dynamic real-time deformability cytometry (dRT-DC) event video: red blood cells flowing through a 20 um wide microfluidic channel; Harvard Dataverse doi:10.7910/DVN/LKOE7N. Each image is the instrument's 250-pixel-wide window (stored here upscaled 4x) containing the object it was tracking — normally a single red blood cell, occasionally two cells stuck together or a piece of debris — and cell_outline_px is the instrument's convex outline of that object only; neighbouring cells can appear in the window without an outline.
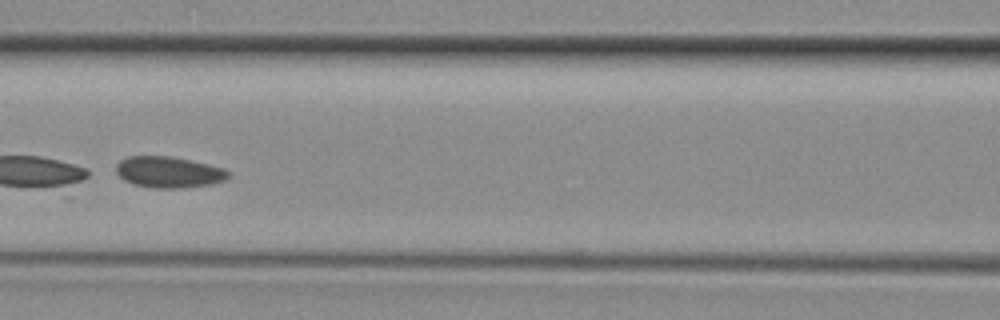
{"species": "common noctule bat (a hibernating species)", "species_latin": "Nyctalus noctula", "temperature_condition": "room temperature", "stored_images_in_passage": 40, "camera_frame_rate_fps": 3000, "um_per_image_px": 0.085, "animal": {"sex": "female", "body_mass_g": 29.2, "forearm_length_mm": 56.3}, "frame": {"image": 1, "passage_image": 17, "time_ms": 5.333, "image_size_px": [1000, 320], "cell_outline_px": [[232, 176], [224, 180], [212, 184], [180, 188], [156, 188], [132, 184], [124, 180], [116, 172], [116, 164], [120, 160], [128, 156], [172, 156], [208, 164], [224, 168]], "centroid_in_image_um": [14.34, 14.63], "position_along_channel_um": 152.3, "area_um2": 20.46}}
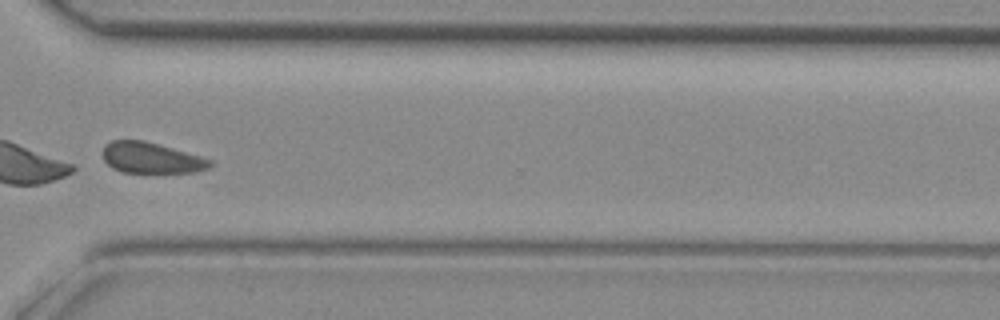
{"frame": {"image": 2, "passage_image": 29, "time_ms": 9.333, "image_size_px": [1000, 320], "cell_outline_px": [[212, 164], [208, 168], [196, 172], [124, 172], [112, 168], [104, 160], [104, 144], [112, 140], [144, 140], [200, 156], [212, 160]], "centroid_in_image_um": [12.85, 13.41], "position_along_channel_um": 357.8, "area_um2": 19.07}}
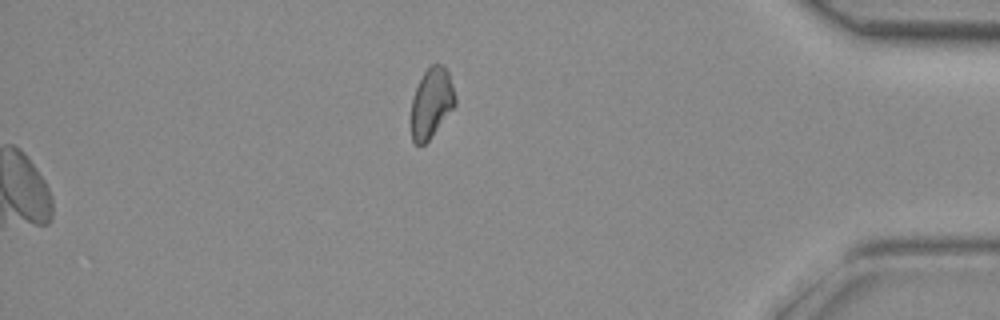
{"frame": {"image": 3, "passage_image": 40, "time_ms": 13.0, "image_size_px": [1000, 320], "cell_outline_px": [[456, 104], [432, 136], [424, 144], [416, 144], [412, 140], [412, 96], [424, 72], [432, 64], [444, 64], [448, 72], [456, 96]], "centroid_in_image_um": [36.69, 8.73], "position_along_channel_um": 398.5, "area_um2": 17.74}}